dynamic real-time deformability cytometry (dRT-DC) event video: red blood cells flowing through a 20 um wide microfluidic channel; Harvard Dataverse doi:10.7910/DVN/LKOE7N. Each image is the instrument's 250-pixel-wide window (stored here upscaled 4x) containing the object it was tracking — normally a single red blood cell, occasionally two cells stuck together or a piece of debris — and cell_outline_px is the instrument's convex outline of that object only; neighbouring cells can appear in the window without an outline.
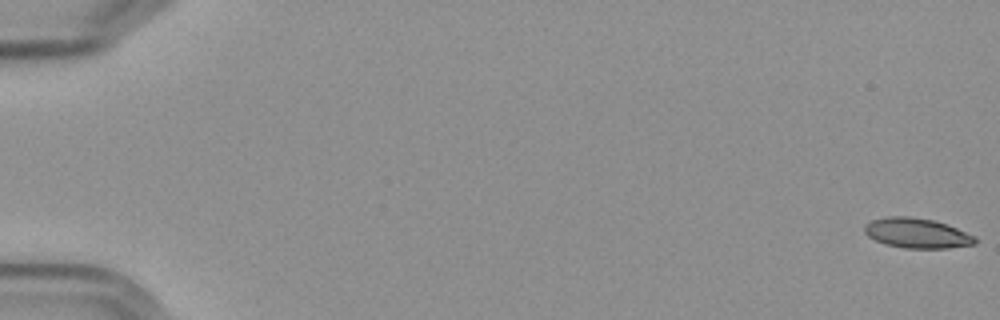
{"species": "Egyptian fruit bat (a non-hibernating species)", "species_latin": "Rousettus aegyptiacus", "temperature_condition": "cold", "stored_images_in_passage": 58, "camera_frame_rate_fps": 3000, "um_per_image_px": 0.085, "frame": {"image": 1, "passage_image": 1, "time_ms": 0.0, "image_size_px": [1000, 320], "cell_outline_px": [[976, 244], [948, 248], [904, 248], [884, 244], [868, 236], [864, 232], [864, 224], [872, 220], [888, 216], [908, 216], [932, 220], [948, 224], [976, 236]], "centroid_in_image_um": [77.94, 19.81], "position_along_channel_um": 7.1, "area_um2": 19.42}}
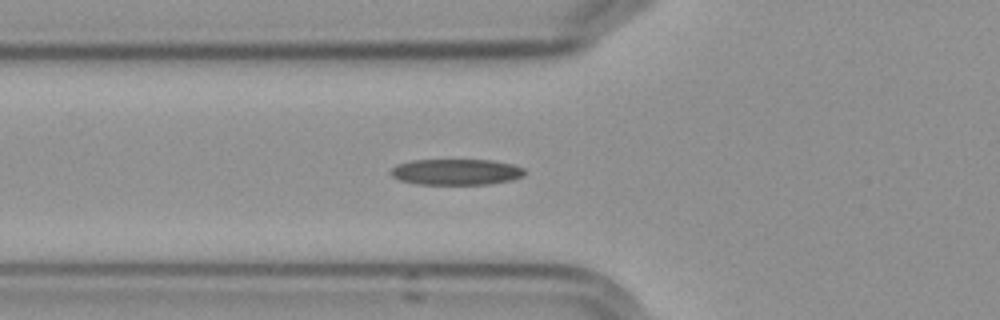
{"frame": {"image": 2, "passage_image": 22, "time_ms": 7.0, "image_size_px": [1000, 320], "cell_outline_px": [[524, 176], [512, 180], [488, 184], [416, 184], [400, 180], [392, 176], [388, 172], [396, 164], [412, 160], [492, 160], [512, 164], [524, 168]], "centroid_in_image_um": [38.75, 14.61], "position_along_channel_um": 87.0, "area_um2": 20.35}}
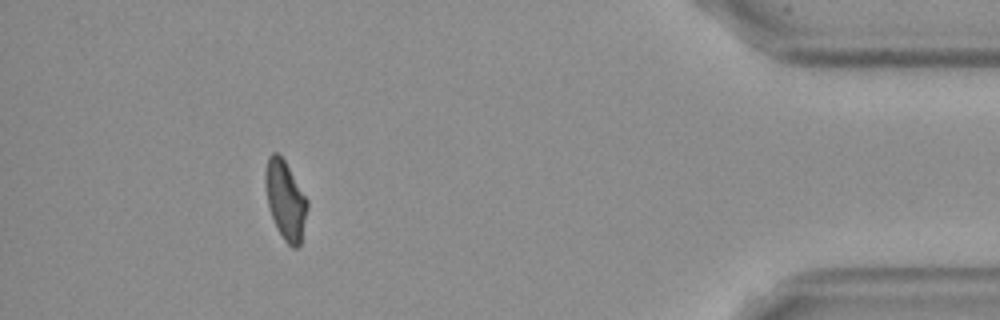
{"frame": {"image": 3, "passage_image": 53, "time_ms": 17.333, "image_size_px": [1000, 320], "cell_outline_px": [[308, 208], [300, 244], [296, 248], [292, 248], [284, 240], [272, 216], [268, 204], [264, 184], [264, 172], [268, 156], [272, 152], [280, 152], [308, 200]], "centroid_in_image_um": [24.25, 16.94], "position_along_channel_um": 410.9, "area_um2": 19.31}, "authors_computed_cell_mechanics": {"area_um2": 19.6231, "velocity_mm_per_s": 3.6002, "shape_relaxation_time_tau1_ms": 10.9278, "shape_relaxation_time_tau2_ms": 4.3338, "deformation_change_tau1": 0.2471, "deformation_change_tau2": 0.1093}}